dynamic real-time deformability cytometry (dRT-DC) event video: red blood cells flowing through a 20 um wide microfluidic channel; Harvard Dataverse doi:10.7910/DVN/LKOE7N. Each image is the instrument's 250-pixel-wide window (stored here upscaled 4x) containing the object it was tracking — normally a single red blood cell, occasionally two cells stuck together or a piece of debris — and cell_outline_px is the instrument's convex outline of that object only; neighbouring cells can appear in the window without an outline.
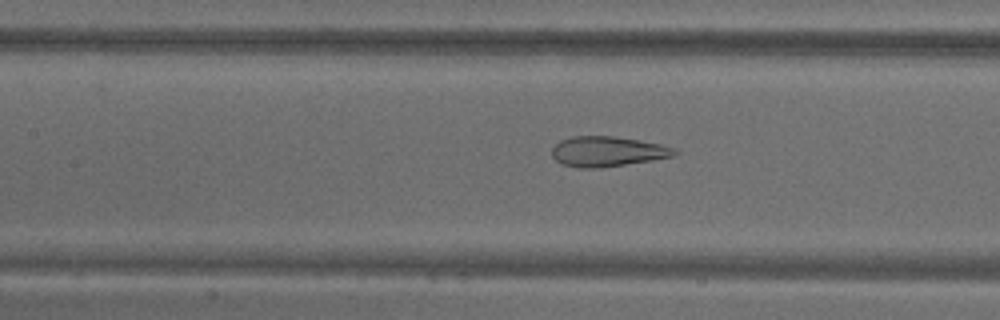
{"species": "common noctule bat (a hibernating species)", "species_latin": "Nyctalus noctula", "temperature_condition": "warm", "stored_images_in_passage": 69, "camera_frame_rate_fps": 3000, "um_per_image_px": 0.085, "animal": {"sex": "male", "body_mass_g": 18.8}, "frame": {"image": 1, "passage_image": 31, "time_ms": 10.0, "image_size_px": [1000, 320], "cell_outline_px": [[680, 152], [672, 156], [652, 160], [600, 168], [576, 168], [560, 164], [552, 156], [552, 148], [560, 140], [572, 136], [612, 136], [660, 144], [676, 148]], "centroid_in_image_um": [51.6, 12.88], "position_along_channel_um": 155.8, "area_um2": 21.56}}
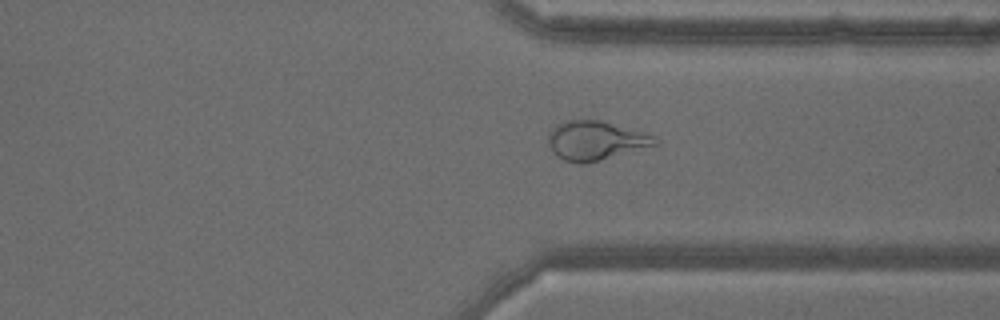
{"frame": {"image": 2, "passage_image": 52, "time_ms": 17.0, "image_size_px": [1000, 320], "cell_outline_px": [[660, 140], [656, 144], [584, 164], [576, 164], [564, 160], [556, 156], [552, 152], [548, 144], [548, 132], [556, 124], [564, 120], [604, 120], [652, 136]], "centroid_in_image_um": [50.52, 11.94], "position_along_channel_um": 360.9, "area_um2": 24.1}}
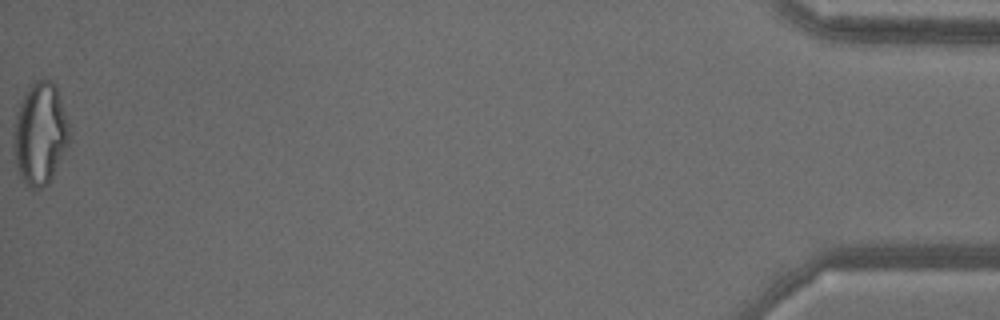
{"frame": {"image": 3, "passage_image": 69, "time_ms": 22.667, "image_size_px": [1000, 320], "cell_outline_px": [[68, 140], [52, 176], [48, 184], [36, 192], [32, 192], [24, 184], [20, 176], [16, 164], [12, 132], [16, 116], [24, 92], [28, 84], [44, 76], [52, 80], [56, 84], [68, 124]], "centroid_in_image_um": [3.36, 11.34], "position_along_channel_um": 431.8, "area_um2": 33.29}}